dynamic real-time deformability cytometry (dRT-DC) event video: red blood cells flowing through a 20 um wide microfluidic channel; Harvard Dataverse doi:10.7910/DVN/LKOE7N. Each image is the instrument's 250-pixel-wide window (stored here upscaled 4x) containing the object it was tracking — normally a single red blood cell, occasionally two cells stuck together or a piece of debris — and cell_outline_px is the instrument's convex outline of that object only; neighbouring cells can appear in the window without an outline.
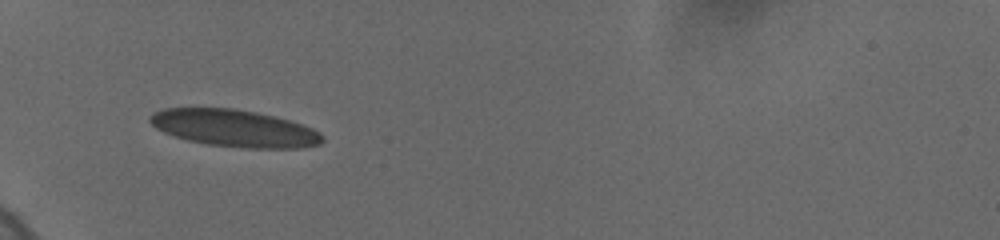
{"species": "human", "species_latin": "Homo sapiens", "temperature_condition": "cold", "stored_images_in_passage": 2, "camera_frame_rate_fps": 3000, "um_per_image_px": 0.085, "donor": {"sex": "female"}, "frame": {"image": 1, "passage_image": 1, "time_ms": 0.0, "image_size_px": [1000, 240], "cell_outline_px": [[324, 140], [320, 144], [300, 148], [240, 148], [208, 144], [188, 140], [164, 132], [156, 128], [148, 120], [148, 116], [152, 112], [164, 108], [236, 108], [276, 116], [312, 128], [320, 132], [324, 136]], "centroid_in_image_um": [19.92, 10.89], "position_along_channel_um": 65.1, "area_um2": 37.4}}